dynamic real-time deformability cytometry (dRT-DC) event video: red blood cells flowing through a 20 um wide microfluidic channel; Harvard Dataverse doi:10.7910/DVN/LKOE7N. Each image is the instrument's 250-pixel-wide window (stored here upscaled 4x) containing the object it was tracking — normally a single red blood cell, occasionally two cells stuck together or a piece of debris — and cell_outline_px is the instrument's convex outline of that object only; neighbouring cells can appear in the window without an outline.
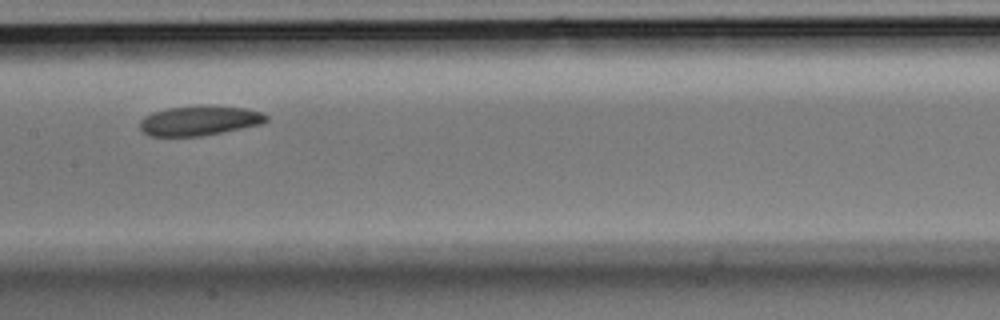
{"species": "Egyptian fruit bat (a non-hibernating species)", "species_latin": "Rousettus aegyptiacus", "temperature_condition": "room temperature", "stored_images_in_passage": 8, "camera_frame_rate_fps": 3000, "um_per_image_px": 0.085, "animal": {"sex": "male"}, "frame": {"image": 1, "passage_image": 8, "time_ms": 2.333, "image_size_px": [1000, 320], "cell_outline_px": [[268, 120], [260, 124], [224, 132], [204, 136], [148, 136], [140, 128], [140, 120], [144, 116], [152, 112], [168, 108], [208, 104], [248, 108], [260, 112], [268, 116]], "centroid_in_image_um": [16.96, 10.24], "position_along_channel_um": 190.4, "area_um2": 22.25}}